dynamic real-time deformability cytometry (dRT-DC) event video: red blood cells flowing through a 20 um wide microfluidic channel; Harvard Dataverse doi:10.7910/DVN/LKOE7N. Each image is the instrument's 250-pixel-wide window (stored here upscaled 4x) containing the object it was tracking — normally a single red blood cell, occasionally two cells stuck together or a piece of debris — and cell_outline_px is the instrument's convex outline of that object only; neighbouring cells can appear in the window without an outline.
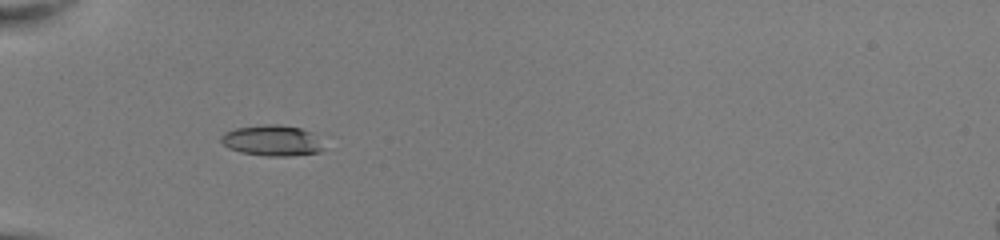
{"species": "common noctule bat (a hibernating species)", "species_latin": "Nyctalus noctula", "temperature_condition": "room temperature", "stored_images_in_passage": 34, "camera_frame_rate_fps": 3000, "um_per_image_px": 0.085, "animal": {"sex": "female", "body_mass_g": 22.0, "forearm_length_mm": 56.7}, "frame": {"image": 1, "passage_image": 1, "time_ms": 0.0, "image_size_px": [1000, 240], "cell_outline_px": [[324, 148], [320, 152], [288, 156], [268, 156], [240, 152], [228, 148], [220, 140], [220, 136], [224, 132], [236, 128], [264, 124], [280, 124], [300, 128], [308, 132]], "centroid_in_image_um": [23.04, 11.95], "position_along_channel_um": 62.0, "area_um2": 18.09}}
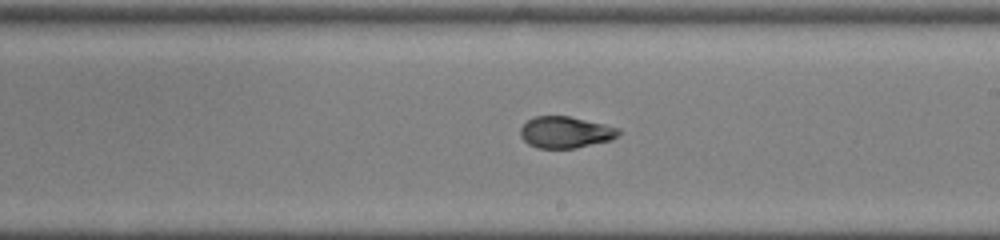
{"frame": {"image": 2, "passage_image": 15, "time_ms": 4.667, "image_size_px": [1000, 240], "cell_outline_px": [[620, 132], [612, 140], [576, 148], [540, 148], [528, 144], [520, 136], [520, 128], [528, 120], [536, 116], [568, 116], [604, 124], [620, 128]], "centroid_in_image_um": [48.07, 11.24], "position_along_channel_um": 240.9, "area_um2": 17.98}}
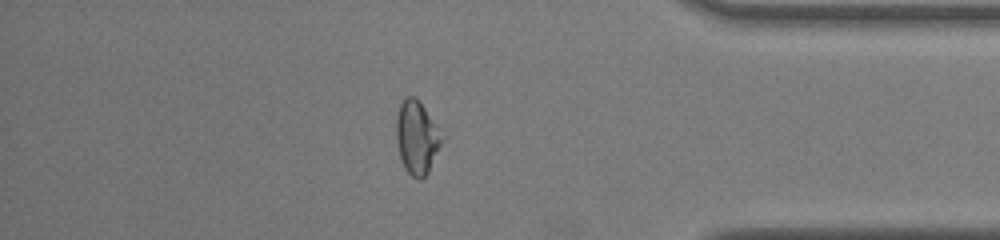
{"frame": {"image": 3, "passage_image": 28, "time_ms": 9.0, "image_size_px": [1000, 240], "cell_outline_px": [[440, 144], [428, 172], [420, 180], [412, 176], [404, 168], [400, 156], [396, 140], [396, 116], [400, 104], [404, 96], [416, 96], [440, 128]], "centroid_in_image_um": [35.39, 11.63], "position_along_channel_um": 399.8, "area_um2": 19.25}, "authors_computed_cell_mechanics": {"area_um2": 18.4671, "velocity_mm_per_s": 4.0698, "shape_relaxation_time_tau1_ms": null, "shape_relaxation_time_tau2_ms": 0.9667, "deformation_change_tau1": null, "deformation_change_tau2": 0.0629}}